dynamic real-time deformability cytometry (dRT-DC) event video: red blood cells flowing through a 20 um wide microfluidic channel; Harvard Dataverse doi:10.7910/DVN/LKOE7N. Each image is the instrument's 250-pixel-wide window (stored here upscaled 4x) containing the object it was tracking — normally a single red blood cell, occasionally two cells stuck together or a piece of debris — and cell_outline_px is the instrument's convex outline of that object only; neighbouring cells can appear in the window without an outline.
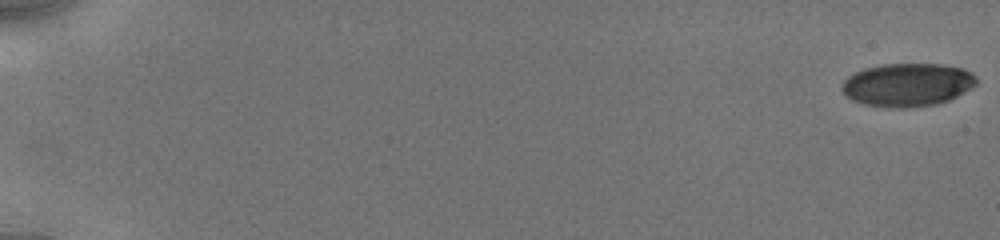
{"species": "human", "species_latin": "Homo sapiens", "temperature_condition": "cold", "stored_images_in_passage": 11, "camera_frame_rate_fps": 3000, "um_per_image_px": 0.085, "donor": {"sex": "male"}, "frame": {"image": 1, "passage_image": 1, "time_ms": 0.0, "image_size_px": [1000, 240], "cell_outline_px": [[976, 84], [956, 96], [948, 100], [936, 104], [904, 108], [892, 108], [864, 104], [852, 100], [844, 96], [840, 88], [840, 84], [848, 76], [864, 68], [884, 64], [944, 64], [964, 68], [972, 72], [976, 76]], "centroid_in_image_um": [77.09, 7.2], "position_along_channel_um": 7.9, "area_um2": 34.04}}
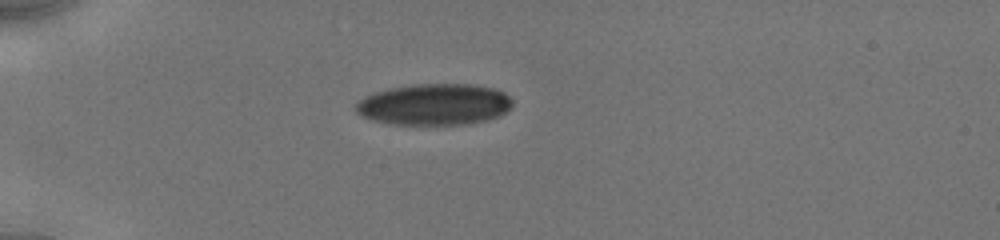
{"frame": {"image": 2, "passage_image": 10, "time_ms": 5.333, "image_size_px": [1000, 240], "cell_outline_px": [[512, 108], [500, 116], [488, 120], [468, 124], [388, 124], [372, 120], [356, 112], [356, 104], [364, 96], [388, 88], [412, 84], [468, 84], [496, 88], [504, 92], [512, 100]], "centroid_in_image_um": [36.95, 8.87], "position_along_channel_um": 48.0, "area_um2": 37.97}}